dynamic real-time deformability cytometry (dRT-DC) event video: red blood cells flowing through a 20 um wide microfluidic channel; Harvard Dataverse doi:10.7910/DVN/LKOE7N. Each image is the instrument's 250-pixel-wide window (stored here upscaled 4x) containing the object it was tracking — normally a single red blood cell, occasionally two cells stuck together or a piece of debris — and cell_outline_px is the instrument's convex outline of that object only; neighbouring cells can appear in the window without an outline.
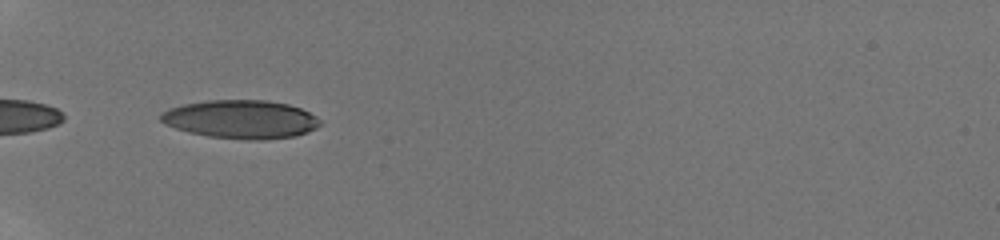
{"species": "human", "species_latin": "Homo sapiens", "temperature_condition": "room temperature", "stored_images_in_passage": 35, "camera_frame_rate_fps": 3000, "um_per_image_px": 0.085, "donor": {"sex": "male"}, "frame": {"image": 1, "passage_image": 1, "time_ms": 0.0, "image_size_px": [1000, 240], "cell_outline_px": [[320, 124], [316, 128], [308, 132], [296, 136], [264, 140], [248, 140], [208, 136], [188, 132], [164, 124], [160, 120], [160, 112], [184, 104], [208, 100], [264, 100], [288, 104], [300, 108], [316, 116], [320, 120]], "centroid_in_image_um": [20.48, 10.15], "position_along_channel_um": 64.5, "area_um2": 35.72}}
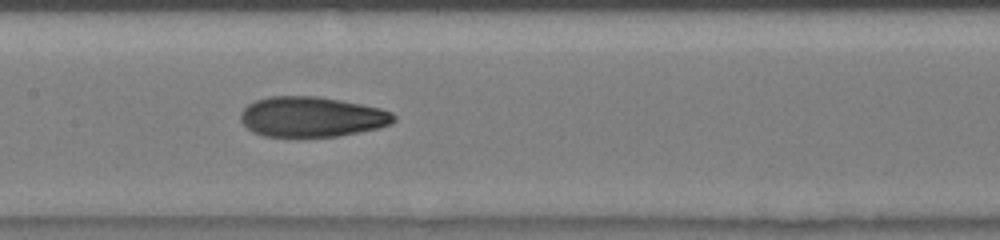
{"frame": {"image": 2, "passage_image": 11, "time_ms": 3.333, "image_size_px": [1000, 240], "cell_outline_px": [[396, 120], [380, 128], [336, 136], [264, 136], [252, 132], [240, 120], [240, 112], [248, 104], [256, 100], [268, 96], [316, 96], [340, 100], [380, 108], [392, 112], [396, 116]], "centroid_in_image_um": [26.48, 9.92], "position_along_channel_um": 180.9, "area_um2": 35.78}}
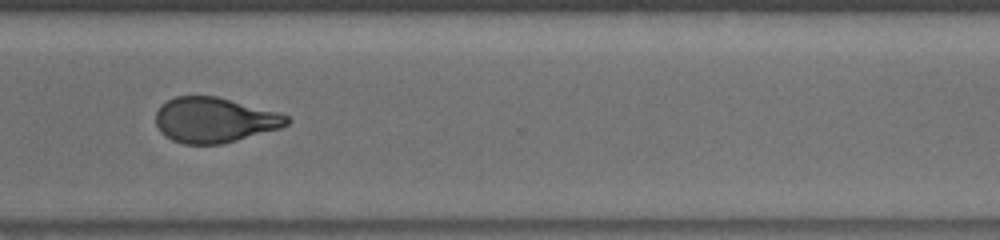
{"frame": {"image": 3, "passage_image": 24, "time_ms": 7.667, "image_size_px": [1000, 240], "cell_outline_px": [[292, 120], [288, 124], [280, 128], [236, 140], [220, 144], [184, 144], [172, 140], [164, 136], [160, 132], [156, 124], [156, 112], [160, 104], [176, 96], [216, 96], [276, 112], [288, 116]], "centroid_in_image_um": [18.18, 10.2], "position_along_channel_um": 352.4, "area_um2": 34.33}, "authors_computed_cell_mechanics": {"area_um2": 35.4892, "velocity_mm_per_s": 3.9656, "shape_relaxation_time_tau1_ms": null, "shape_relaxation_time_tau2_ms": 1.5166, "deformation_change_tau1": null, "deformation_change_tau2": 0.0868}}